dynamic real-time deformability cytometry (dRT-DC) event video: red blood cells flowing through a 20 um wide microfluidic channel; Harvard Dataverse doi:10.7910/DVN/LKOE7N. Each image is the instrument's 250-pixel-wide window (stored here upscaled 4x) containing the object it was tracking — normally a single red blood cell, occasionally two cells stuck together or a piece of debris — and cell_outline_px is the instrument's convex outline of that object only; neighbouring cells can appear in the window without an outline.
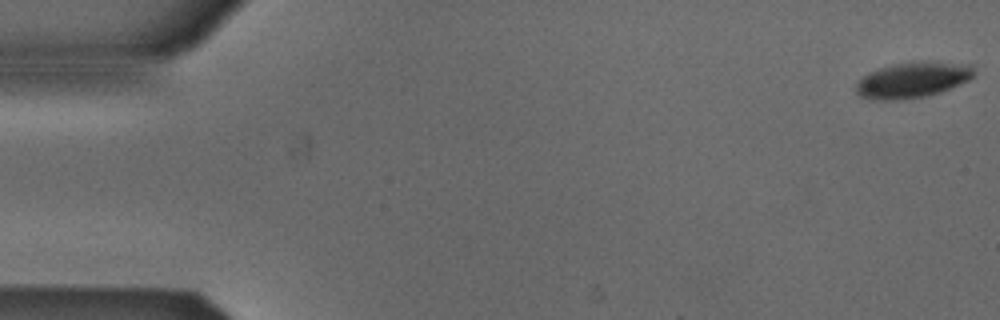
{"species": "Egyptian fruit bat (a non-hibernating species)", "species_latin": "Rousettus aegyptiacus", "temperature_condition": "cold", "stored_images_in_passage": 53, "camera_frame_rate_fps": 3000, "um_per_image_px": 0.085, "animal": {"sex": "male"}, "frame": {"image": 1, "passage_image": 1, "time_ms": 0.0, "image_size_px": [1000, 320], "cell_outline_px": [[972, 76], [968, 80], [940, 92], [924, 96], [896, 100], [872, 100], [860, 96], [856, 92], [856, 84], [868, 72], [880, 68], [896, 64], [920, 60], [972, 64]], "centroid_in_image_um": [77.55, 6.78], "position_along_channel_um": 7.5, "area_um2": 24.39}}
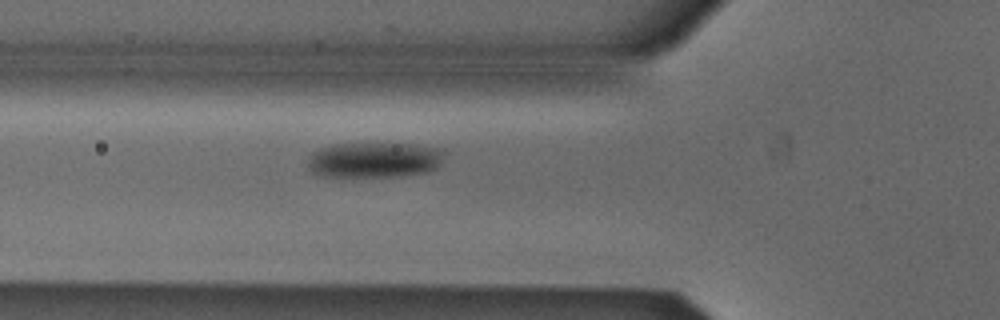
{"frame": {"image": 2, "passage_image": 19, "time_ms": 6.0, "image_size_px": [1000, 320], "cell_outline_px": [[444, 152], [440, 164], [436, 168], [428, 172], [400, 176], [324, 176], [312, 172], [308, 168], [308, 156], [312, 152], [320, 148], [336, 144], [412, 144], [436, 148]], "centroid_in_image_um": [31.79, 13.6], "position_along_channel_um": 94.0, "area_um2": 27.98}}
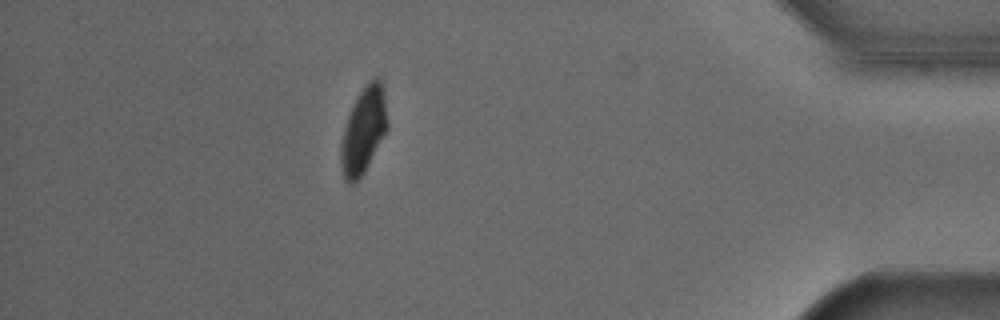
{"frame": {"image": 3, "passage_image": 47, "time_ms": 15.333, "image_size_px": [1000, 320], "cell_outline_px": [[388, 128], [364, 172], [352, 184], [348, 184], [344, 180], [340, 164], [340, 148], [344, 128], [348, 116], [356, 96], [364, 84], [368, 80], [376, 76], [380, 76], [384, 92], [388, 120]], "centroid_in_image_um": [30.9, 11.03], "position_along_channel_um": 404.3, "area_um2": 23.58}, "authors_computed_cell_mechanics": {"area_um2": 25.721, "velocity_mm_per_s": 3.8553, "shape_relaxation_time_tau1_ms": 1.7064, "shape_relaxation_time_tau2_ms": null, "deformation_change_tau1": 0.0863, "deformation_change_tau2": null}}